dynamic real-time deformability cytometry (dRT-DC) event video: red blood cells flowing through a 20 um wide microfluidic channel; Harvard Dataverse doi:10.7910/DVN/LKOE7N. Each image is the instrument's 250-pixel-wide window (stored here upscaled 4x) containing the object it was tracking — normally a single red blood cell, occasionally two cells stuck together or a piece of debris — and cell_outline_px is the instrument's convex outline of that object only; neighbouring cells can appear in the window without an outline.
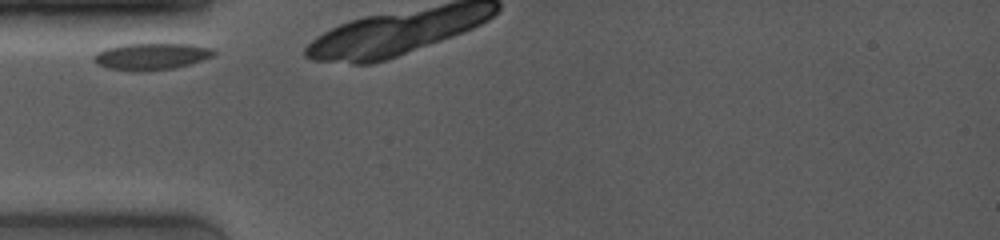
{"species": "common noctule bat (a hibernating species)", "species_latin": "Nyctalus noctula", "temperature_condition": "room temperature", "stored_images_in_passage": 3, "camera_frame_rate_fps": 4000, "um_per_image_px": 0.085, "animal": {"sex": "female", "body_mass_g": 19.0, "forearm_length_mm": 53.3}, "frame": {"image": 1, "passage_image": 1, "time_ms": 0.0, "image_size_px": [1000, 240], "cell_outline_px": [[216, 52], [212, 56], [188, 64], [172, 68], [148, 72], [132, 72], [108, 68], [96, 64], [92, 60], [92, 56], [96, 52], [104, 48], [124, 44], [192, 44], [216, 48]], "centroid_in_image_um": [12.8, 4.8], "position_along_channel_um": 72.2, "area_um2": 19.02}}